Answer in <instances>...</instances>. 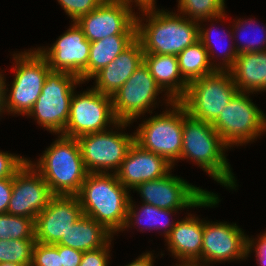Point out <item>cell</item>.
Here are the masks:
<instances>
[{
	"mask_svg": "<svg viewBox=\"0 0 266 266\" xmlns=\"http://www.w3.org/2000/svg\"><path fill=\"white\" fill-rule=\"evenodd\" d=\"M157 9L155 3L139 5L142 14L136 13V38L144 53L177 56L199 40V22L180 13Z\"/></svg>",
	"mask_w": 266,
	"mask_h": 266,
	"instance_id": "obj_1",
	"label": "cell"
},
{
	"mask_svg": "<svg viewBox=\"0 0 266 266\" xmlns=\"http://www.w3.org/2000/svg\"><path fill=\"white\" fill-rule=\"evenodd\" d=\"M228 149L212 124L192 117L183 107V144L180 160L193 161L214 181L232 190L238 185L226 159L225 152Z\"/></svg>",
	"mask_w": 266,
	"mask_h": 266,
	"instance_id": "obj_2",
	"label": "cell"
},
{
	"mask_svg": "<svg viewBox=\"0 0 266 266\" xmlns=\"http://www.w3.org/2000/svg\"><path fill=\"white\" fill-rule=\"evenodd\" d=\"M129 194L116 174L88 173L77 197L83 215L95 219L115 235L124 228L131 198Z\"/></svg>",
	"mask_w": 266,
	"mask_h": 266,
	"instance_id": "obj_3",
	"label": "cell"
},
{
	"mask_svg": "<svg viewBox=\"0 0 266 266\" xmlns=\"http://www.w3.org/2000/svg\"><path fill=\"white\" fill-rule=\"evenodd\" d=\"M30 164L40 173L54 195H77L88 174L77 138L58 134L56 140Z\"/></svg>",
	"mask_w": 266,
	"mask_h": 266,
	"instance_id": "obj_4",
	"label": "cell"
},
{
	"mask_svg": "<svg viewBox=\"0 0 266 266\" xmlns=\"http://www.w3.org/2000/svg\"><path fill=\"white\" fill-rule=\"evenodd\" d=\"M12 55L15 77L10 90L5 82V112L26 116L40 96L51 69L36 48Z\"/></svg>",
	"mask_w": 266,
	"mask_h": 266,
	"instance_id": "obj_5",
	"label": "cell"
},
{
	"mask_svg": "<svg viewBox=\"0 0 266 266\" xmlns=\"http://www.w3.org/2000/svg\"><path fill=\"white\" fill-rule=\"evenodd\" d=\"M83 82L75 75L50 71L33 108L26 115L51 133L62 134L70 112L75 88Z\"/></svg>",
	"mask_w": 266,
	"mask_h": 266,
	"instance_id": "obj_6",
	"label": "cell"
},
{
	"mask_svg": "<svg viewBox=\"0 0 266 266\" xmlns=\"http://www.w3.org/2000/svg\"><path fill=\"white\" fill-rule=\"evenodd\" d=\"M169 107L143 120L134 134L135 143L141 148L162 156L175 166L183 144V105L173 101Z\"/></svg>",
	"mask_w": 266,
	"mask_h": 266,
	"instance_id": "obj_7",
	"label": "cell"
},
{
	"mask_svg": "<svg viewBox=\"0 0 266 266\" xmlns=\"http://www.w3.org/2000/svg\"><path fill=\"white\" fill-rule=\"evenodd\" d=\"M133 191L140 194L142 203L162 209L213 208L220 202L216 193L194 186L171 172L160 179L145 181Z\"/></svg>",
	"mask_w": 266,
	"mask_h": 266,
	"instance_id": "obj_8",
	"label": "cell"
},
{
	"mask_svg": "<svg viewBox=\"0 0 266 266\" xmlns=\"http://www.w3.org/2000/svg\"><path fill=\"white\" fill-rule=\"evenodd\" d=\"M238 91L229 71L216 70L189 82L179 102L192 117L212 124Z\"/></svg>",
	"mask_w": 266,
	"mask_h": 266,
	"instance_id": "obj_9",
	"label": "cell"
},
{
	"mask_svg": "<svg viewBox=\"0 0 266 266\" xmlns=\"http://www.w3.org/2000/svg\"><path fill=\"white\" fill-rule=\"evenodd\" d=\"M249 95L238 91L212 123L229 148L254 142L266 132V114Z\"/></svg>",
	"mask_w": 266,
	"mask_h": 266,
	"instance_id": "obj_10",
	"label": "cell"
},
{
	"mask_svg": "<svg viewBox=\"0 0 266 266\" xmlns=\"http://www.w3.org/2000/svg\"><path fill=\"white\" fill-rule=\"evenodd\" d=\"M131 123L117 122L111 130L90 133L77 138L88 173L115 174L135 142V134L121 131ZM116 128V129H115ZM113 129L117 131H113ZM121 129V130H120ZM121 131V132H118ZM110 169V170H109ZM108 171V172H107Z\"/></svg>",
	"mask_w": 266,
	"mask_h": 266,
	"instance_id": "obj_11",
	"label": "cell"
},
{
	"mask_svg": "<svg viewBox=\"0 0 266 266\" xmlns=\"http://www.w3.org/2000/svg\"><path fill=\"white\" fill-rule=\"evenodd\" d=\"M117 122L111 96L104 95L92 87L80 94L74 92L68 123L61 135L78 138L111 129Z\"/></svg>",
	"mask_w": 266,
	"mask_h": 266,
	"instance_id": "obj_12",
	"label": "cell"
},
{
	"mask_svg": "<svg viewBox=\"0 0 266 266\" xmlns=\"http://www.w3.org/2000/svg\"><path fill=\"white\" fill-rule=\"evenodd\" d=\"M162 91L143 62L111 97L116 120L134 123L141 114H152Z\"/></svg>",
	"mask_w": 266,
	"mask_h": 266,
	"instance_id": "obj_13",
	"label": "cell"
},
{
	"mask_svg": "<svg viewBox=\"0 0 266 266\" xmlns=\"http://www.w3.org/2000/svg\"><path fill=\"white\" fill-rule=\"evenodd\" d=\"M133 3L135 7H139L132 0H104L96 9L81 16L76 24L89 42L113 35H136Z\"/></svg>",
	"mask_w": 266,
	"mask_h": 266,
	"instance_id": "obj_14",
	"label": "cell"
},
{
	"mask_svg": "<svg viewBox=\"0 0 266 266\" xmlns=\"http://www.w3.org/2000/svg\"><path fill=\"white\" fill-rule=\"evenodd\" d=\"M71 23L50 47L36 50L47 60L51 71L73 74L84 83L87 81L90 42L76 22Z\"/></svg>",
	"mask_w": 266,
	"mask_h": 266,
	"instance_id": "obj_15",
	"label": "cell"
},
{
	"mask_svg": "<svg viewBox=\"0 0 266 266\" xmlns=\"http://www.w3.org/2000/svg\"><path fill=\"white\" fill-rule=\"evenodd\" d=\"M207 221L204 220L201 257L197 263L209 266L210 263L247 259L248 235L236 223Z\"/></svg>",
	"mask_w": 266,
	"mask_h": 266,
	"instance_id": "obj_16",
	"label": "cell"
},
{
	"mask_svg": "<svg viewBox=\"0 0 266 266\" xmlns=\"http://www.w3.org/2000/svg\"><path fill=\"white\" fill-rule=\"evenodd\" d=\"M54 194L40 173L27 160L13 177L7 213L32 218L43 211Z\"/></svg>",
	"mask_w": 266,
	"mask_h": 266,
	"instance_id": "obj_17",
	"label": "cell"
},
{
	"mask_svg": "<svg viewBox=\"0 0 266 266\" xmlns=\"http://www.w3.org/2000/svg\"><path fill=\"white\" fill-rule=\"evenodd\" d=\"M82 216L77 195H54L34 221L36 242L56 244Z\"/></svg>",
	"mask_w": 266,
	"mask_h": 266,
	"instance_id": "obj_18",
	"label": "cell"
},
{
	"mask_svg": "<svg viewBox=\"0 0 266 266\" xmlns=\"http://www.w3.org/2000/svg\"><path fill=\"white\" fill-rule=\"evenodd\" d=\"M173 167L162 156L147 151L134 142L115 174L120 183L131 191L145 181L166 176Z\"/></svg>",
	"mask_w": 266,
	"mask_h": 266,
	"instance_id": "obj_19",
	"label": "cell"
},
{
	"mask_svg": "<svg viewBox=\"0 0 266 266\" xmlns=\"http://www.w3.org/2000/svg\"><path fill=\"white\" fill-rule=\"evenodd\" d=\"M143 57L142 44L136 38L114 61L91 78L95 80L93 88L112 97L143 63Z\"/></svg>",
	"mask_w": 266,
	"mask_h": 266,
	"instance_id": "obj_20",
	"label": "cell"
},
{
	"mask_svg": "<svg viewBox=\"0 0 266 266\" xmlns=\"http://www.w3.org/2000/svg\"><path fill=\"white\" fill-rule=\"evenodd\" d=\"M204 232V219L188 214V217L177 220L175 227L164 239L168 251L179 262H196L201 257Z\"/></svg>",
	"mask_w": 266,
	"mask_h": 266,
	"instance_id": "obj_21",
	"label": "cell"
},
{
	"mask_svg": "<svg viewBox=\"0 0 266 266\" xmlns=\"http://www.w3.org/2000/svg\"><path fill=\"white\" fill-rule=\"evenodd\" d=\"M143 62L156 83L163 90L166 106L179 101L186 93L188 83L183 79L175 55L144 53Z\"/></svg>",
	"mask_w": 266,
	"mask_h": 266,
	"instance_id": "obj_22",
	"label": "cell"
},
{
	"mask_svg": "<svg viewBox=\"0 0 266 266\" xmlns=\"http://www.w3.org/2000/svg\"><path fill=\"white\" fill-rule=\"evenodd\" d=\"M229 72L239 91L265 92L266 51L239 53Z\"/></svg>",
	"mask_w": 266,
	"mask_h": 266,
	"instance_id": "obj_23",
	"label": "cell"
},
{
	"mask_svg": "<svg viewBox=\"0 0 266 266\" xmlns=\"http://www.w3.org/2000/svg\"><path fill=\"white\" fill-rule=\"evenodd\" d=\"M113 236L112 233L95 219L83 215L67 231L65 238H61L56 244L86 252L104 247L113 239Z\"/></svg>",
	"mask_w": 266,
	"mask_h": 266,
	"instance_id": "obj_24",
	"label": "cell"
},
{
	"mask_svg": "<svg viewBox=\"0 0 266 266\" xmlns=\"http://www.w3.org/2000/svg\"><path fill=\"white\" fill-rule=\"evenodd\" d=\"M132 198L133 197L131 196L126 222L122 231L132 228L136 224H139L140 226H143L140 229L141 232L144 229L148 231H159L162 229L164 237L166 238L177 223V221L175 220L174 222L173 219L172 221H170L171 218H169L168 216L170 215L171 217V215L173 213H177L178 210L162 209L145 203H142L139 208L138 205L136 206L133 203L134 201L132 200ZM143 222L145 225L143 224Z\"/></svg>",
	"mask_w": 266,
	"mask_h": 266,
	"instance_id": "obj_25",
	"label": "cell"
},
{
	"mask_svg": "<svg viewBox=\"0 0 266 266\" xmlns=\"http://www.w3.org/2000/svg\"><path fill=\"white\" fill-rule=\"evenodd\" d=\"M136 35H113L90 42V54L87 64V81L110 64L134 40Z\"/></svg>",
	"mask_w": 266,
	"mask_h": 266,
	"instance_id": "obj_26",
	"label": "cell"
},
{
	"mask_svg": "<svg viewBox=\"0 0 266 266\" xmlns=\"http://www.w3.org/2000/svg\"><path fill=\"white\" fill-rule=\"evenodd\" d=\"M205 26H206V24L202 27L201 23L199 22V40L201 41V43L203 44V46L205 47V49L208 52L210 63L212 64V66L215 70L229 71L234 65L235 59L238 56V52L236 51L235 46H233L235 42H231L232 45L229 44V46L227 44V47H225L226 43L224 44L221 42L223 39H226V36H228L227 38H230V39L232 38V40H230V41H233L234 36H233V32H231L232 29H230V31H228V33H225L226 30H222L221 31L222 34H220V32H218L219 34L218 33L216 34L215 29L217 30V28L214 27V23H212L209 28L208 27L206 28ZM214 34H216L215 35L216 38H217V35H219L217 39H215V36H213ZM215 40H216V42L220 40L218 43H221V45L223 47V48H221V50H219L221 53L219 51H218L219 52L218 55L216 53V57L214 56L215 55V49L214 48L217 44V43H214ZM216 48H217V46H216ZM217 56L219 57V60L221 61V62L218 61L219 63L215 60V58L217 59ZM221 56H222V58H221Z\"/></svg>",
	"mask_w": 266,
	"mask_h": 266,
	"instance_id": "obj_27",
	"label": "cell"
},
{
	"mask_svg": "<svg viewBox=\"0 0 266 266\" xmlns=\"http://www.w3.org/2000/svg\"><path fill=\"white\" fill-rule=\"evenodd\" d=\"M177 58L180 73L187 83L216 71L200 40L185 48L177 55Z\"/></svg>",
	"mask_w": 266,
	"mask_h": 266,
	"instance_id": "obj_28",
	"label": "cell"
},
{
	"mask_svg": "<svg viewBox=\"0 0 266 266\" xmlns=\"http://www.w3.org/2000/svg\"><path fill=\"white\" fill-rule=\"evenodd\" d=\"M178 13L186 15L190 20L201 22H214L225 20V0H177ZM213 20V21H212ZM203 21V22H202Z\"/></svg>",
	"mask_w": 266,
	"mask_h": 266,
	"instance_id": "obj_29",
	"label": "cell"
},
{
	"mask_svg": "<svg viewBox=\"0 0 266 266\" xmlns=\"http://www.w3.org/2000/svg\"><path fill=\"white\" fill-rule=\"evenodd\" d=\"M254 23L257 24L255 21H253L252 18H250V19L248 18V19H245V20L243 18L242 19L239 18L237 20L236 19L234 20V23L232 24L231 27H232V32H233V36H234L233 39H235V41H236V35H237V38H238L240 35L241 36L243 34L245 35L247 32H249L251 30H253V32L256 30L255 32L258 31V33L259 32L261 33V35H257L255 37L250 38V39L248 37H247L248 39L245 38L246 35L245 36L243 35L242 37L240 36L239 37V38H241L239 40L240 43L239 44H237V43L234 44L238 54L239 53H245V52L266 51V26H262V25L260 26L259 24H258V26L257 25L255 26ZM249 28H251V29H249ZM253 34L255 35V33H253Z\"/></svg>",
	"mask_w": 266,
	"mask_h": 266,
	"instance_id": "obj_30",
	"label": "cell"
},
{
	"mask_svg": "<svg viewBox=\"0 0 266 266\" xmlns=\"http://www.w3.org/2000/svg\"><path fill=\"white\" fill-rule=\"evenodd\" d=\"M35 239L34 220L29 217L0 214V240Z\"/></svg>",
	"mask_w": 266,
	"mask_h": 266,
	"instance_id": "obj_31",
	"label": "cell"
},
{
	"mask_svg": "<svg viewBox=\"0 0 266 266\" xmlns=\"http://www.w3.org/2000/svg\"><path fill=\"white\" fill-rule=\"evenodd\" d=\"M32 266H61L59 245L35 242Z\"/></svg>",
	"mask_w": 266,
	"mask_h": 266,
	"instance_id": "obj_32",
	"label": "cell"
},
{
	"mask_svg": "<svg viewBox=\"0 0 266 266\" xmlns=\"http://www.w3.org/2000/svg\"><path fill=\"white\" fill-rule=\"evenodd\" d=\"M35 239L9 240V262L17 264H32Z\"/></svg>",
	"mask_w": 266,
	"mask_h": 266,
	"instance_id": "obj_33",
	"label": "cell"
},
{
	"mask_svg": "<svg viewBox=\"0 0 266 266\" xmlns=\"http://www.w3.org/2000/svg\"><path fill=\"white\" fill-rule=\"evenodd\" d=\"M66 15L76 22L81 16L96 9L104 0H57Z\"/></svg>",
	"mask_w": 266,
	"mask_h": 266,
	"instance_id": "obj_34",
	"label": "cell"
},
{
	"mask_svg": "<svg viewBox=\"0 0 266 266\" xmlns=\"http://www.w3.org/2000/svg\"><path fill=\"white\" fill-rule=\"evenodd\" d=\"M27 160L24 156L0 151V179L14 177Z\"/></svg>",
	"mask_w": 266,
	"mask_h": 266,
	"instance_id": "obj_35",
	"label": "cell"
},
{
	"mask_svg": "<svg viewBox=\"0 0 266 266\" xmlns=\"http://www.w3.org/2000/svg\"><path fill=\"white\" fill-rule=\"evenodd\" d=\"M111 239L104 247L83 252L79 266H108L110 256Z\"/></svg>",
	"mask_w": 266,
	"mask_h": 266,
	"instance_id": "obj_36",
	"label": "cell"
},
{
	"mask_svg": "<svg viewBox=\"0 0 266 266\" xmlns=\"http://www.w3.org/2000/svg\"><path fill=\"white\" fill-rule=\"evenodd\" d=\"M259 236L255 239L248 237L247 257L253 251V253L255 252L254 256H256L257 264L266 266V231Z\"/></svg>",
	"mask_w": 266,
	"mask_h": 266,
	"instance_id": "obj_37",
	"label": "cell"
},
{
	"mask_svg": "<svg viewBox=\"0 0 266 266\" xmlns=\"http://www.w3.org/2000/svg\"><path fill=\"white\" fill-rule=\"evenodd\" d=\"M59 255L61 266H79L83 252L68 246L59 245Z\"/></svg>",
	"mask_w": 266,
	"mask_h": 266,
	"instance_id": "obj_38",
	"label": "cell"
},
{
	"mask_svg": "<svg viewBox=\"0 0 266 266\" xmlns=\"http://www.w3.org/2000/svg\"><path fill=\"white\" fill-rule=\"evenodd\" d=\"M13 187V177L0 179V214L7 213Z\"/></svg>",
	"mask_w": 266,
	"mask_h": 266,
	"instance_id": "obj_39",
	"label": "cell"
},
{
	"mask_svg": "<svg viewBox=\"0 0 266 266\" xmlns=\"http://www.w3.org/2000/svg\"><path fill=\"white\" fill-rule=\"evenodd\" d=\"M154 253L144 252L138 258L130 262L128 265L125 266H154Z\"/></svg>",
	"mask_w": 266,
	"mask_h": 266,
	"instance_id": "obj_40",
	"label": "cell"
},
{
	"mask_svg": "<svg viewBox=\"0 0 266 266\" xmlns=\"http://www.w3.org/2000/svg\"><path fill=\"white\" fill-rule=\"evenodd\" d=\"M5 82L6 78L0 71V116L5 112ZM2 114V115H1Z\"/></svg>",
	"mask_w": 266,
	"mask_h": 266,
	"instance_id": "obj_41",
	"label": "cell"
},
{
	"mask_svg": "<svg viewBox=\"0 0 266 266\" xmlns=\"http://www.w3.org/2000/svg\"><path fill=\"white\" fill-rule=\"evenodd\" d=\"M9 262V240H0V263Z\"/></svg>",
	"mask_w": 266,
	"mask_h": 266,
	"instance_id": "obj_42",
	"label": "cell"
},
{
	"mask_svg": "<svg viewBox=\"0 0 266 266\" xmlns=\"http://www.w3.org/2000/svg\"><path fill=\"white\" fill-rule=\"evenodd\" d=\"M180 264L177 265L176 263V266H205L204 264L202 263H197V262H179ZM175 266V265H174Z\"/></svg>",
	"mask_w": 266,
	"mask_h": 266,
	"instance_id": "obj_43",
	"label": "cell"
},
{
	"mask_svg": "<svg viewBox=\"0 0 266 266\" xmlns=\"http://www.w3.org/2000/svg\"><path fill=\"white\" fill-rule=\"evenodd\" d=\"M136 2L138 5H145V4H156V0H132Z\"/></svg>",
	"mask_w": 266,
	"mask_h": 266,
	"instance_id": "obj_44",
	"label": "cell"
},
{
	"mask_svg": "<svg viewBox=\"0 0 266 266\" xmlns=\"http://www.w3.org/2000/svg\"><path fill=\"white\" fill-rule=\"evenodd\" d=\"M0 266H32V265L5 262V263H0Z\"/></svg>",
	"mask_w": 266,
	"mask_h": 266,
	"instance_id": "obj_45",
	"label": "cell"
}]
</instances>
